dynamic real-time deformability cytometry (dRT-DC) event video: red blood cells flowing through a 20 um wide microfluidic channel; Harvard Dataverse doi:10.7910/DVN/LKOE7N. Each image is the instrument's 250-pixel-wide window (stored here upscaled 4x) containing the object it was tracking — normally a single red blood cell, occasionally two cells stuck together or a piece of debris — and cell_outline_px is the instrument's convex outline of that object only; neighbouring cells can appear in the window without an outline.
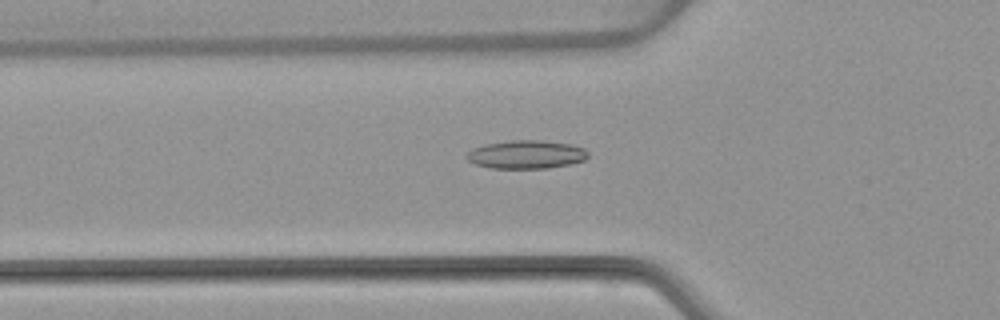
{"species": "common noctule bat (a hibernating species)", "species_latin": "Nyctalus noctula", "temperature_condition": "warm", "stored_images_in_passage": 54, "camera_frame_rate_fps": 3000, "um_per_image_px": 0.085, "animal": {"sex": "female", "body_mass_g": 22.7, "forearm_length_mm": 54.2}, "frame": {"image": 1, "passage_image": 19, "time_ms": 6.0, "image_size_px": [1000, 320], "cell_outline_px": [[588, 156], [584, 160], [568, 164], [548, 168], [492, 168], [476, 164], [468, 160], [464, 156], [472, 148], [484, 144], [512, 140], [544, 140], [572, 144], [584, 148], [588, 152]], "centroid_in_image_um": [44.72, 13.12], "position_along_channel_um": 81.1, "area_um2": 20.11}}
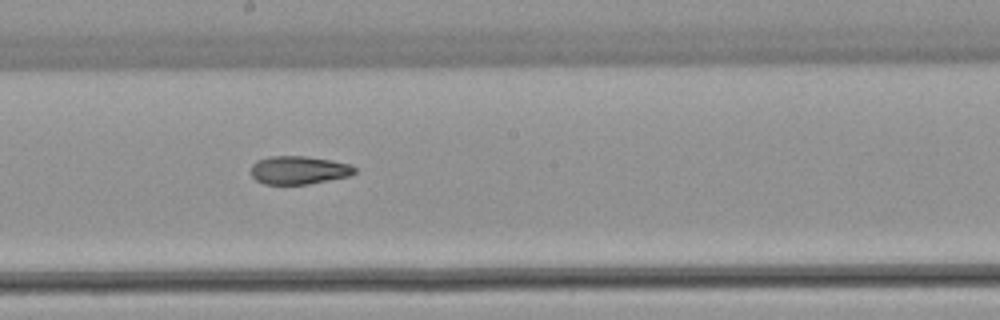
{"frame": {"image": 2, "passage_image": 30, "time_ms": 9.667, "image_size_px": [1000, 320], "cell_outline_px": [[356, 172], [348, 176], [308, 184], [264, 184], [256, 180], [252, 176], [252, 164], [256, 160], [268, 156], [308, 156], [332, 160], [352, 164], [356, 168]], "centroid_in_image_um": [25.4, 14.44], "position_along_channel_um": 222.8, "area_um2": 17.17}}
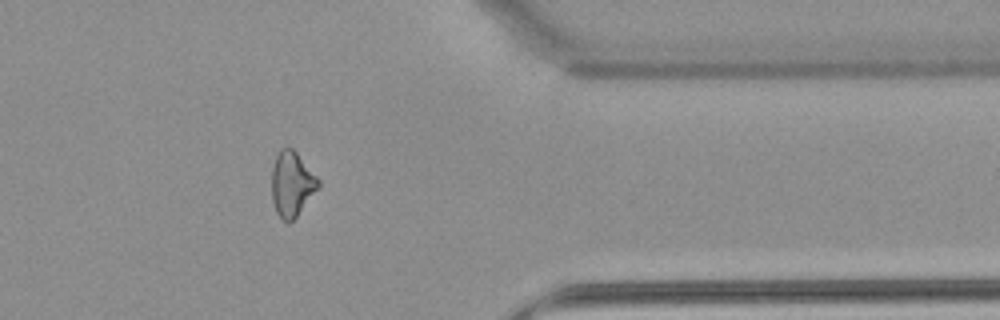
{"frame": {"image": 3, "passage_image": 44, "time_ms": 14.333, "image_size_px": [1000, 320], "cell_outline_px": [[320, 188], [296, 216], [288, 224], [276, 212], [272, 200], [272, 168], [276, 156], [280, 148], [292, 148], [296, 152], [320, 180]], "centroid_in_image_um": [24.82, 15.64], "position_along_channel_um": 386.6, "area_um2": 17.57}, "authors_computed_cell_mechanics": {"area_um2": 18.8717, "velocity_mm_per_s": 3.8457, "shape_relaxation_time_tau1_ms": null, "shape_relaxation_time_tau2_ms": 3.8693, "deformation_change_tau1": null, "deformation_change_tau2": 0.1194}}